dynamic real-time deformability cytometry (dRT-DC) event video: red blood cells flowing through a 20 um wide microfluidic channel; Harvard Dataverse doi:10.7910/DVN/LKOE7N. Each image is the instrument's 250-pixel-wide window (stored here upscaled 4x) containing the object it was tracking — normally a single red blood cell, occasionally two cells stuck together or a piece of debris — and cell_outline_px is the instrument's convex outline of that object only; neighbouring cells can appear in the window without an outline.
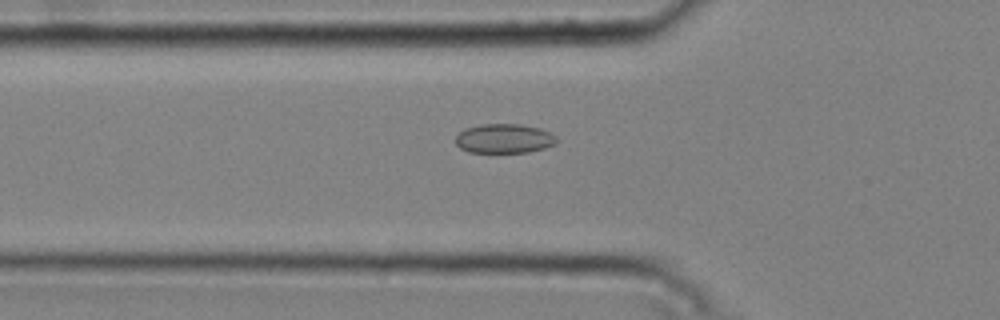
{"species": "common noctule bat (a hibernating species)", "species_latin": "Nyctalus noctula", "temperature_condition": "cold", "stored_images_in_passage": 32, "camera_frame_rate_fps": 3000, "um_per_image_px": 0.085, "animal": {"sex": "male", "body_mass_g": 20.4}, "frame": {"image": 1, "passage_image": 2, "time_ms": 0.333, "image_size_px": [1000, 320], "cell_outline_px": [[560, 140], [556, 144], [544, 148], [528, 152], [468, 152], [460, 148], [456, 144], [456, 136], [464, 128], [480, 124], [520, 124], [540, 128], [556, 136]], "centroid_in_image_um": [42.87, 11.77], "position_along_channel_um": 82.9, "area_um2": 17.4}}
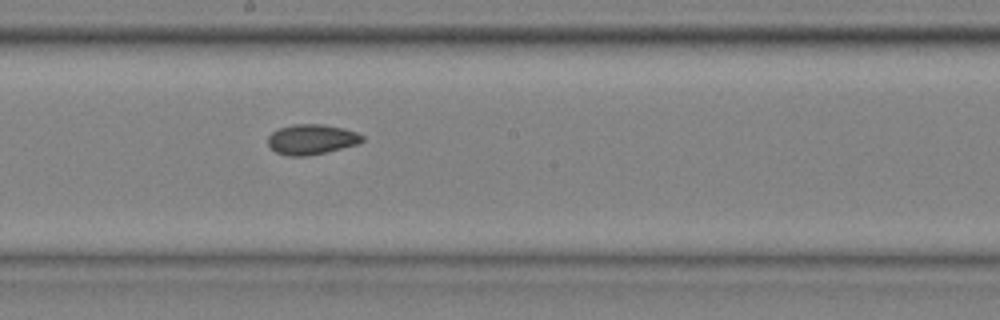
{"frame": {"image": 2, "passage_image": 13, "time_ms": 4.0, "image_size_px": [1000, 320], "cell_outline_px": [[364, 140], [356, 144], [308, 156], [288, 156], [276, 152], [268, 144], [268, 136], [272, 132], [280, 128], [292, 124], [324, 124], [344, 128], [356, 132], [364, 136]], "centroid_in_image_um": [26.47, 11.83], "position_along_channel_um": 221.7, "area_um2": 16.47}}
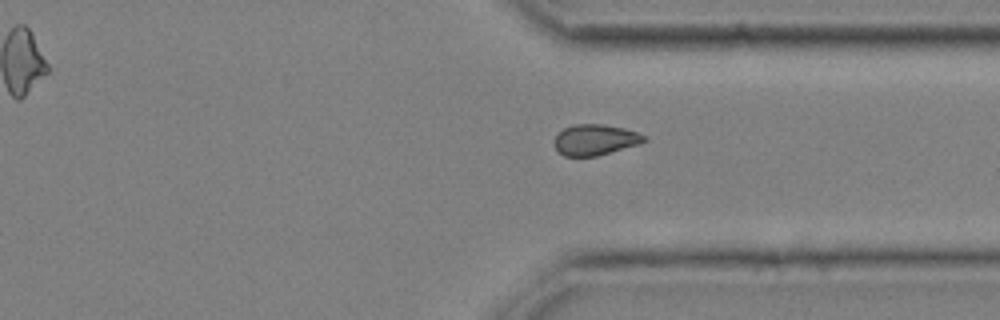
{"frame": {"image": 3, "passage_image": 24, "time_ms": 7.667, "image_size_px": [1000, 320], "cell_outline_px": [[648, 140], [640, 144], [596, 156], [564, 156], [552, 144], [552, 140], [564, 128], [576, 124], [604, 124], [624, 128], [636, 132], [644, 136]], "centroid_in_image_um": [50.57, 11.88], "position_along_channel_um": 360.8, "area_um2": 16.13}, "authors_computed_cell_mechanics": {"area_um2": 16.4441, "velocity_mm_per_s": 3.7796, "shape_relaxation_time_tau1_ms": 10.8251, "shape_relaxation_time_tau2_ms": null, "deformation_change_tau1": 0.1203, "deformation_change_tau2": null}}